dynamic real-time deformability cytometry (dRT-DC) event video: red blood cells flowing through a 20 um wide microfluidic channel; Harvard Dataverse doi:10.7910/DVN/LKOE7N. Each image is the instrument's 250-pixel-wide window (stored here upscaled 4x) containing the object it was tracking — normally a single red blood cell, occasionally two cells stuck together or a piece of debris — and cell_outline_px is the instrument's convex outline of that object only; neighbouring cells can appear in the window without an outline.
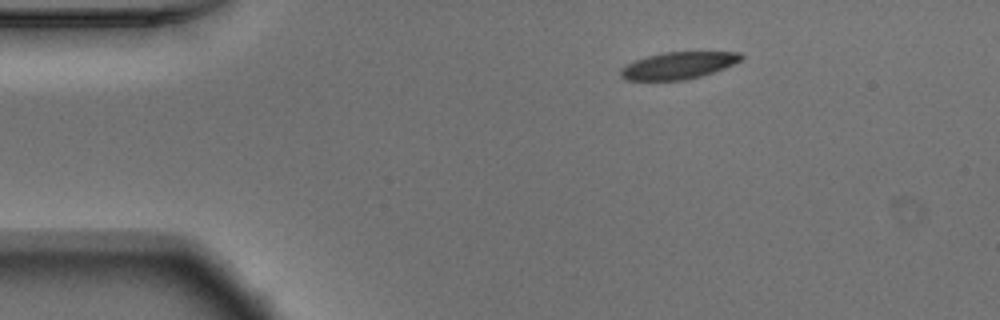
{"species": "Egyptian fruit bat (a non-hibernating species)", "species_latin": "Rousettus aegyptiacus", "temperature_condition": "warm", "stored_images_in_passage": 3, "camera_frame_rate_fps": 3000, "um_per_image_px": 0.085, "animal": {"sex": "male"}, "frame": {"image": 1, "passage_image": 1, "time_ms": 0.0, "image_size_px": [1000, 320], "cell_outline_px": [[744, 56], [740, 60], [724, 68], [700, 76], [684, 80], [624, 80], [620, 76], [620, 68], [636, 60], [648, 56], [664, 52], [740, 52]], "centroid_in_image_um": [57.63, 5.57], "position_along_channel_um": 27.4, "area_um2": 18.73}}